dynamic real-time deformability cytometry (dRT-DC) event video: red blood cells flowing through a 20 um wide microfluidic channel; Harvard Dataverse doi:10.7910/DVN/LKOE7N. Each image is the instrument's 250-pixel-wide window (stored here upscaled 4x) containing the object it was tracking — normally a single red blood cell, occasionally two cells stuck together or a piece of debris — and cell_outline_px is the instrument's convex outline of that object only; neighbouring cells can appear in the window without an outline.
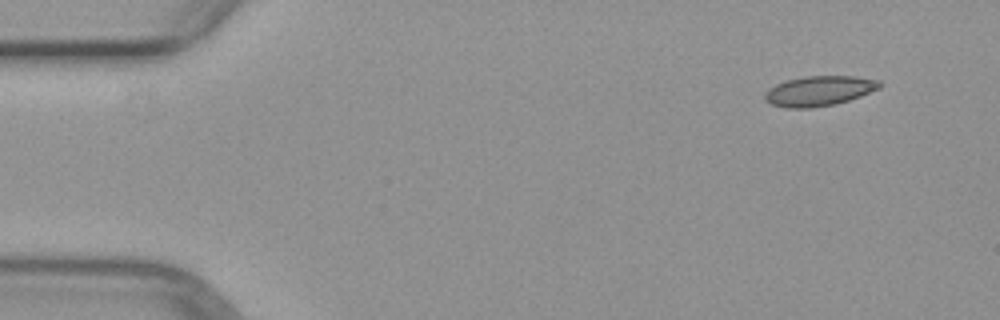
{"species": "common noctule bat (a hibernating species)", "species_latin": "Nyctalus noctula", "temperature_condition": "warm", "stored_images_in_passage": 4, "camera_frame_rate_fps": 3000, "um_per_image_px": 0.085, "animal": {"sex": "female", "body_mass_g": 29.2, "forearm_length_mm": 56.3}, "frame": {"image": 1, "passage_image": 1, "time_ms": 0.0, "image_size_px": [1000, 320], "cell_outline_px": [[884, 84], [880, 88], [860, 96], [836, 104], [808, 108], [784, 108], [772, 104], [764, 100], [764, 92], [768, 88], [776, 84], [788, 80], [804, 76], [856, 76], [880, 80]], "centroid_in_image_um": [69.63, 7.72], "position_along_channel_um": 15.4, "area_um2": 20.23}}